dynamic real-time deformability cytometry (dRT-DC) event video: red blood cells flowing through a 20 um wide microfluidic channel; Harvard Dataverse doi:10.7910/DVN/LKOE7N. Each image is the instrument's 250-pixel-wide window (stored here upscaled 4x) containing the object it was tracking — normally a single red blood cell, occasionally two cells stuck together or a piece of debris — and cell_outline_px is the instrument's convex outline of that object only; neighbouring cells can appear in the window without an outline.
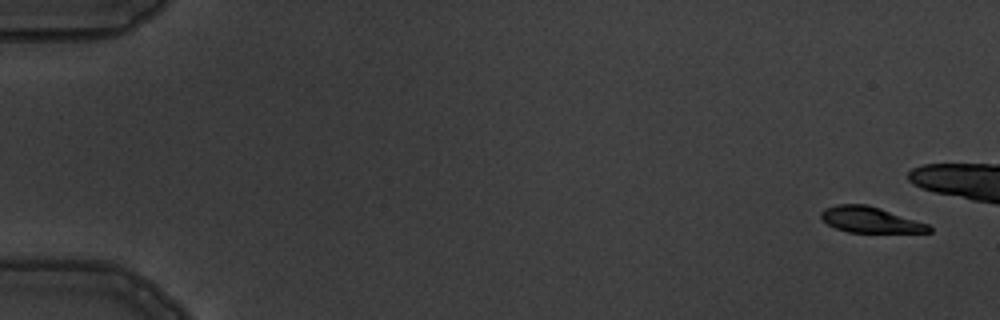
{"species": "common noctule bat (a hibernating species)", "species_latin": "Nyctalus noctula", "temperature_condition": "warm", "stored_images_in_passage": 6, "camera_frame_rate_fps": 3000, "um_per_image_px": 0.085, "animal": {"sex": "male", "body_mass_g": 19.5, "forearm_length_mm": 54.6}, "frame": {"image": 1, "passage_image": 1, "time_ms": 0.0, "image_size_px": [1000, 320], "cell_outline_px": [[932, 232], [848, 232], [836, 228], [828, 224], [820, 216], [820, 212], [824, 208], [836, 204], [868, 204], [928, 224], [932, 228]], "centroid_in_image_um": [73.95, 18.67], "position_along_channel_um": 11.1, "area_um2": 16.13}}